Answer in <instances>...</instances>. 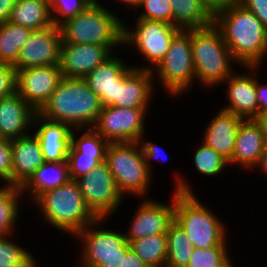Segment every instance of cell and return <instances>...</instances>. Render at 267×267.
<instances>
[{
  "mask_svg": "<svg viewBox=\"0 0 267 267\" xmlns=\"http://www.w3.org/2000/svg\"><path fill=\"white\" fill-rule=\"evenodd\" d=\"M109 9L95 0L76 17L66 20L59 26L62 43L102 45L117 53L123 47L125 21Z\"/></svg>",
  "mask_w": 267,
  "mask_h": 267,
  "instance_id": "cell-4",
  "label": "cell"
},
{
  "mask_svg": "<svg viewBox=\"0 0 267 267\" xmlns=\"http://www.w3.org/2000/svg\"><path fill=\"white\" fill-rule=\"evenodd\" d=\"M167 255L165 267H187L193 253V245L185 231L173 221L166 233Z\"/></svg>",
  "mask_w": 267,
  "mask_h": 267,
  "instance_id": "cell-29",
  "label": "cell"
},
{
  "mask_svg": "<svg viewBox=\"0 0 267 267\" xmlns=\"http://www.w3.org/2000/svg\"><path fill=\"white\" fill-rule=\"evenodd\" d=\"M113 53L83 79L90 89L100 98L102 106L114 105L117 102L118 85L123 76L133 67Z\"/></svg>",
  "mask_w": 267,
  "mask_h": 267,
  "instance_id": "cell-21",
  "label": "cell"
},
{
  "mask_svg": "<svg viewBox=\"0 0 267 267\" xmlns=\"http://www.w3.org/2000/svg\"><path fill=\"white\" fill-rule=\"evenodd\" d=\"M36 113L17 92L0 98V137L12 140L28 135Z\"/></svg>",
  "mask_w": 267,
  "mask_h": 267,
  "instance_id": "cell-23",
  "label": "cell"
},
{
  "mask_svg": "<svg viewBox=\"0 0 267 267\" xmlns=\"http://www.w3.org/2000/svg\"><path fill=\"white\" fill-rule=\"evenodd\" d=\"M33 204L48 226L73 237L98 219L87 206L76 180L44 192Z\"/></svg>",
  "mask_w": 267,
  "mask_h": 267,
  "instance_id": "cell-5",
  "label": "cell"
},
{
  "mask_svg": "<svg viewBox=\"0 0 267 267\" xmlns=\"http://www.w3.org/2000/svg\"><path fill=\"white\" fill-rule=\"evenodd\" d=\"M244 73L235 72L223 82L226 85L228 104L222 110L231 112L244 120L258 119V103L256 94V66H243Z\"/></svg>",
  "mask_w": 267,
  "mask_h": 267,
  "instance_id": "cell-17",
  "label": "cell"
},
{
  "mask_svg": "<svg viewBox=\"0 0 267 267\" xmlns=\"http://www.w3.org/2000/svg\"><path fill=\"white\" fill-rule=\"evenodd\" d=\"M16 0H0V24L9 20Z\"/></svg>",
  "mask_w": 267,
  "mask_h": 267,
  "instance_id": "cell-45",
  "label": "cell"
},
{
  "mask_svg": "<svg viewBox=\"0 0 267 267\" xmlns=\"http://www.w3.org/2000/svg\"><path fill=\"white\" fill-rule=\"evenodd\" d=\"M32 128L39 140L45 162L67 161L73 130L68 124L46 119L36 113Z\"/></svg>",
  "mask_w": 267,
  "mask_h": 267,
  "instance_id": "cell-20",
  "label": "cell"
},
{
  "mask_svg": "<svg viewBox=\"0 0 267 267\" xmlns=\"http://www.w3.org/2000/svg\"><path fill=\"white\" fill-rule=\"evenodd\" d=\"M228 246H216L210 249L193 248L187 267H234L229 256Z\"/></svg>",
  "mask_w": 267,
  "mask_h": 267,
  "instance_id": "cell-35",
  "label": "cell"
},
{
  "mask_svg": "<svg viewBox=\"0 0 267 267\" xmlns=\"http://www.w3.org/2000/svg\"><path fill=\"white\" fill-rule=\"evenodd\" d=\"M8 21L30 30L53 24L47 0H16Z\"/></svg>",
  "mask_w": 267,
  "mask_h": 267,
  "instance_id": "cell-28",
  "label": "cell"
},
{
  "mask_svg": "<svg viewBox=\"0 0 267 267\" xmlns=\"http://www.w3.org/2000/svg\"><path fill=\"white\" fill-rule=\"evenodd\" d=\"M180 174L174 173V221L185 231L193 248L229 246L224 221L201 202L192 184Z\"/></svg>",
  "mask_w": 267,
  "mask_h": 267,
  "instance_id": "cell-1",
  "label": "cell"
},
{
  "mask_svg": "<svg viewBox=\"0 0 267 267\" xmlns=\"http://www.w3.org/2000/svg\"><path fill=\"white\" fill-rule=\"evenodd\" d=\"M241 5L252 12L267 28V0H242Z\"/></svg>",
  "mask_w": 267,
  "mask_h": 267,
  "instance_id": "cell-41",
  "label": "cell"
},
{
  "mask_svg": "<svg viewBox=\"0 0 267 267\" xmlns=\"http://www.w3.org/2000/svg\"><path fill=\"white\" fill-rule=\"evenodd\" d=\"M106 220L110 221L109 218H98L74 236L82 244L80 248L83 247L80 250V266L77 267L121 266L123 255H127L131 247L125 233L109 230L105 226Z\"/></svg>",
  "mask_w": 267,
  "mask_h": 267,
  "instance_id": "cell-8",
  "label": "cell"
},
{
  "mask_svg": "<svg viewBox=\"0 0 267 267\" xmlns=\"http://www.w3.org/2000/svg\"><path fill=\"white\" fill-rule=\"evenodd\" d=\"M204 6L215 16L219 11L241 5L242 0H202Z\"/></svg>",
  "mask_w": 267,
  "mask_h": 267,
  "instance_id": "cell-43",
  "label": "cell"
},
{
  "mask_svg": "<svg viewBox=\"0 0 267 267\" xmlns=\"http://www.w3.org/2000/svg\"><path fill=\"white\" fill-rule=\"evenodd\" d=\"M95 0H47L52 22L60 26L69 18L76 17Z\"/></svg>",
  "mask_w": 267,
  "mask_h": 267,
  "instance_id": "cell-36",
  "label": "cell"
},
{
  "mask_svg": "<svg viewBox=\"0 0 267 267\" xmlns=\"http://www.w3.org/2000/svg\"><path fill=\"white\" fill-rule=\"evenodd\" d=\"M152 74L154 81L159 80L158 83L171 98L189 93L196 83L190 29L181 30L173 38L168 52Z\"/></svg>",
  "mask_w": 267,
  "mask_h": 267,
  "instance_id": "cell-10",
  "label": "cell"
},
{
  "mask_svg": "<svg viewBox=\"0 0 267 267\" xmlns=\"http://www.w3.org/2000/svg\"><path fill=\"white\" fill-rule=\"evenodd\" d=\"M100 98L83 78L62 77L56 90L37 112L72 129L92 128L102 110Z\"/></svg>",
  "mask_w": 267,
  "mask_h": 267,
  "instance_id": "cell-3",
  "label": "cell"
},
{
  "mask_svg": "<svg viewBox=\"0 0 267 267\" xmlns=\"http://www.w3.org/2000/svg\"><path fill=\"white\" fill-rule=\"evenodd\" d=\"M129 244L131 249L149 267H165L167 255L166 233L149 235Z\"/></svg>",
  "mask_w": 267,
  "mask_h": 267,
  "instance_id": "cell-32",
  "label": "cell"
},
{
  "mask_svg": "<svg viewBox=\"0 0 267 267\" xmlns=\"http://www.w3.org/2000/svg\"><path fill=\"white\" fill-rule=\"evenodd\" d=\"M172 6V24L181 30L201 29L214 24V16L202 0H168Z\"/></svg>",
  "mask_w": 267,
  "mask_h": 267,
  "instance_id": "cell-27",
  "label": "cell"
},
{
  "mask_svg": "<svg viewBox=\"0 0 267 267\" xmlns=\"http://www.w3.org/2000/svg\"><path fill=\"white\" fill-rule=\"evenodd\" d=\"M76 181L87 206L98 218H110L122 206L125 197L119 192L105 162Z\"/></svg>",
  "mask_w": 267,
  "mask_h": 267,
  "instance_id": "cell-11",
  "label": "cell"
},
{
  "mask_svg": "<svg viewBox=\"0 0 267 267\" xmlns=\"http://www.w3.org/2000/svg\"><path fill=\"white\" fill-rule=\"evenodd\" d=\"M214 25L239 66H263L267 57V28L252 12L242 5L227 8L214 16Z\"/></svg>",
  "mask_w": 267,
  "mask_h": 267,
  "instance_id": "cell-2",
  "label": "cell"
},
{
  "mask_svg": "<svg viewBox=\"0 0 267 267\" xmlns=\"http://www.w3.org/2000/svg\"><path fill=\"white\" fill-rule=\"evenodd\" d=\"M134 21V27L123 23V47L126 45L127 48L136 49L137 54L146 61L147 65L143 66L132 64L135 69L153 71L163 60L173 38L181 29L164 22L138 18Z\"/></svg>",
  "mask_w": 267,
  "mask_h": 267,
  "instance_id": "cell-9",
  "label": "cell"
},
{
  "mask_svg": "<svg viewBox=\"0 0 267 267\" xmlns=\"http://www.w3.org/2000/svg\"><path fill=\"white\" fill-rule=\"evenodd\" d=\"M112 54L106 46L102 45L61 43L62 77L84 78Z\"/></svg>",
  "mask_w": 267,
  "mask_h": 267,
  "instance_id": "cell-18",
  "label": "cell"
},
{
  "mask_svg": "<svg viewBox=\"0 0 267 267\" xmlns=\"http://www.w3.org/2000/svg\"><path fill=\"white\" fill-rule=\"evenodd\" d=\"M144 136H142L139 140V144L142 148V152H143V155H144V159H145V163L147 165V168L150 170L151 172V175L153 176V173H152V159L160 162V159H161V162L163 161L162 159H165L166 160V157L167 156H164L165 158H163L162 156L165 155L164 153L165 152H161V150H163V147L161 148L159 145L155 144L152 141L150 140H145L146 138L143 139ZM163 153V154H162ZM162 157V158H161ZM164 160V161H165ZM163 161V162H164ZM168 161V160H167Z\"/></svg>",
  "mask_w": 267,
  "mask_h": 267,
  "instance_id": "cell-40",
  "label": "cell"
},
{
  "mask_svg": "<svg viewBox=\"0 0 267 267\" xmlns=\"http://www.w3.org/2000/svg\"><path fill=\"white\" fill-rule=\"evenodd\" d=\"M16 70L8 63H0V98L16 92Z\"/></svg>",
  "mask_w": 267,
  "mask_h": 267,
  "instance_id": "cell-39",
  "label": "cell"
},
{
  "mask_svg": "<svg viewBox=\"0 0 267 267\" xmlns=\"http://www.w3.org/2000/svg\"><path fill=\"white\" fill-rule=\"evenodd\" d=\"M32 30L9 21L0 24V63L13 65Z\"/></svg>",
  "mask_w": 267,
  "mask_h": 267,
  "instance_id": "cell-31",
  "label": "cell"
},
{
  "mask_svg": "<svg viewBox=\"0 0 267 267\" xmlns=\"http://www.w3.org/2000/svg\"><path fill=\"white\" fill-rule=\"evenodd\" d=\"M12 151L10 140L0 137V183L11 186Z\"/></svg>",
  "mask_w": 267,
  "mask_h": 267,
  "instance_id": "cell-38",
  "label": "cell"
},
{
  "mask_svg": "<svg viewBox=\"0 0 267 267\" xmlns=\"http://www.w3.org/2000/svg\"><path fill=\"white\" fill-rule=\"evenodd\" d=\"M138 7L143 9L140 14L134 13L136 18L172 24V6L168 0H141Z\"/></svg>",
  "mask_w": 267,
  "mask_h": 267,
  "instance_id": "cell-37",
  "label": "cell"
},
{
  "mask_svg": "<svg viewBox=\"0 0 267 267\" xmlns=\"http://www.w3.org/2000/svg\"><path fill=\"white\" fill-rule=\"evenodd\" d=\"M61 79L60 65L21 69L16 72V92L38 112Z\"/></svg>",
  "mask_w": 267,
  "mask_h": 267,
  "instance_id": "cell-16",
  "label": "cell"
},
{
  "mask_svg": "<svg viewBox=\"0 0 267 267\" xmlns=\"http://www.w3.org/2000/svg\"><path fill=\"white\" fill-rule=\"evenodd\" d=\"M105 163L123 197L127 194L138 196L139 199L149 197L153 177L147 168L139 142H110L106 149Z\"/></svg>",
  "mask_w": 267,
  "mask_h": 267,
  "instance_id": "cell-7",
  "label": "cell"
},
{
  "mask_svg": "<svg viewBox=\"0 0 267 267\" xmlns=\"http://www.w3.org/2000/svg\"><path fill=\"white\" fill-rule=\"evenodd\" d=\"M257 168V169H256ZM255 169L267 176V145L264 149L261 159ZM259 169V170H258Z\"/></svg>",
  "mask_w": 267,
  "mask_h": 267,
  "instance_id": "cell-46",
  "label": "cell"
},
{
  "mask_svg": "<svg viewBox=\"0 0 267 267\" xmlns=\"http://www.w3.org/2000/svg\"><path fill=\"white\" fill-rule=\"evenodd\" d=\"M190 40L196 82L203 86L202 89L220 86L235 72L233 66H239L214 24L190 29Z\"/></svg>",
  "mask_w": 267,
  "mask_h": 267,
  "instance_id": "cell-6",
  "label": "cell"
},
{
  "mask_svg": "<svg viewBox=\"0 0 267 267\" xmlns=\"http://www.w3.org/2000/svg\"><path fill=\"white\" fill-rule=\"evenodd\" d=\"M150 109L103 106L93 129L110 142H139L145 135L146 115Z\"/></svg>",
  "mask_w": 267,
  "mask_h": 267,
  "instance_id": "cell-12",
  "label": "cell"
},
{
  "mask_svg": "<svg viewBox=\"0 0 267 267\" xmlns=\"http://www.w3.org/2000/svg\"><path fill=\"white\" fill-rule=\"evenodd\" d=\"M152 71L132 67L118 85L117 102L114 106L122 108L149 109L155 93Z\"/></svg>",
  "mask_w": 267,
  "mask_h": 267,
  "instance_id": "cell-24",
  "label": "cell"
},
{
  "mask_svg": "<svg viewBox=\"0 0 267 267\" xmlns=\"http://www.w3.org/2000/svg\"><path fill=\"white\" fill-rule=\"evenodd\" d=\"M108 144L93 128L73 129L67 158L70 179L77 180L105 162Z\"/></svg>",
  "mask_w": 267,
  "mask_h": 267,
  "instance_id": "cell-14",
  "label": "cell"
},
{
  "mask_svg": "<svg viewBox=\"0 0 267 267\" xmlns=\"http://www.w3.org/2000/svg\"><path fill=\"white\" fill-rule=\"evenodd\" d=\"M70 180L68 161L45 162L36 169L21 187L22 194L33 202L44 192L66 184ZM28 193V194H27Z\"/></svg>",
  "mask_w": 267,
  "mask_h": 267,
  "instance_id": "cell-26",
  "label": "cell"
},
{
  "mask_svg": "<svg viewBox=\"0 0 267 267\" xmlns=\"http://www.w3.org/2000/svg\"><path fill=\"white\" fill-rule=\"evenodd\" d=\"M113 1H119V4L120 2L123 3L124 5H128L129 9H130V6H132L135 10V9H139L138 8V5L140 4L141 0H113Z\"/></svg>",
  "mask_w": 267,
  "mask_h": 267,
  "instance_id": "cell-47",
  "label": "cell"
},
{
  "mask_svg": "<svg viewBox=\"0 0 267 267\" xmlns=\"http://www.w3.org/2000/svg\"><path fill=\"white\" fill-rule=\"evenodd\" d=\"M259 70H260L259 66H256V94L258 103V118L267 112V84L259 83L261 82L259 80L260 77Z\"/></svg>",
  "mask_w": 267,
  "mask_h": 267,
  "instance_id": "cell-42",
  "label": "cell"
},
{
  "mask_svg": "<svg viewBox=\"0 0 267 267\" xmlns=\"http://www.w3.org/2000/svg\"><path fill=\"white\" fill-rule=\"evenodd\" d=\"M257 120L263 125V129L265 131V135L267 139V112L261 115Z\"/></svg>",
  "mask_w": 267,
  "mask_h": 267,
  "instance_id": "cell-48",
  "label": "cell"
},
{
  "mask_svg": "<svg viewBox=\"0 0 267 267\" xmlns=\"http://www.w3.org/2000/svg\"><path fill=\"white\" fill-rule=\"evenodd\" d=\"M266 145L263 125L257 119L243 120L236 133L229 166L237 165L244 171H251L258 165Z\"/></svg>",
  "mask_w": 267,
  "mask_h": 267,
  "instance_id": "cell-19",
  "label": "cell"
},
{
  "mask_svg": "<svg viewBox=\"0 0 267 267\" xmlns=\"http://www.w3.org/2000/svg\"><path fill=\"white\" fill-rule=\"evenodd\" d=\"M120 267H149L142 259L130 249L127 255H123V262Z\"/></svg>",
  "mask_w": 267,
  "mask_h": 267,
  "instance_id": "cell-44",
  "label": "cell"
},
{
  "mask_svg": "<svg viewBox=\"0 0 267 267\" xmlns=\"http://www.w3.org/2000/svg\"><path fill=\"white\" fill-rule=\"evenodd\" d=\"M62 34L59 26L52 24L44 29L32 30L16 62V72L30 67L60 65Z\"/></svg>",
  "mask_w": 267,
  "mask_h": 267,
  "instance_id": "cell-13",
  "label": "cell"
},
{
  "mask_svg": "<svg viewBox=\"0 0 267 267\" xmlns=\"http://www.w3.org/2000/svg\"><path fill=\"white\" fill-rule=\"evenodd\" d=\"M244 119L219 108L204 128L203 139L207 146L229 161L232 158L239 125Z\"/></svg>",
  "mask_w": 267,
  "mask_h": 267,
  "instance_id": "cell-25",
  "label": "cell"
},
{
  "mask_svg": "<svg viewBox=\"0 0 267 267\" xmlns=\"http://www.w3.org/2000/svg\"><path fill=\"white\" fill-rule=\"evenodd\" d=\"M14 235L0 236V267H38L32 252L10 238Z\"/></svg>",
  "mask_w": 267,
  "mask_h": 267,
  "instance_id": "cell-33",
  "label": "cell"
},
{
  "mask_svg": "<svg viewBox=\"0 0 267 267\" xmlns=\"http://www.w3.org/2000/svg\"><path fill=\"white\" fill-rule=\"evenodd\" d=\"M172 191L170 203L142 198L124 232L128 243L149 235L167 233L169 225L174 221V190Z\"/></svg>",
  "mask_w": 267,
  "mask_h": 267,
  "instance_id": "cell-15",
  "label": "cell"
},
{
  "mask_svg": "<svg viewBox=\"0 0 267 267\" xmlns=\"http://www.w3.org/2000/svg\"><path fill=\"white\" fill-rule=\"evenodd\" d=\"M199 146L193 155V164L196 171L206 176V179L207 177L220 176L226 167H229L228 161L205 143L201 142Z\"/></svg>",
  "mask_w": 267,
  "mask_h": 267,
  "instance_id": "cell-34",
  "label": "cell"
},
{
  "mask_svg": "<svg viewBox=\"0 0 267 267\" xmlns=\"http://www.w3.org/2000/svg\"><path fill=\"white\" fill-rule=\"evenodd\" d=\"M12 151L11 186L22 187L34 171L45 163L39 140L31 131L28 135L10 140Z\"/></svg>",
  "mask_w": 267,
  "mask_h": 267,
  "instance_id": "cell-22",
  "label": "cell"
},
{
  "mask_svg": "<svg viewBox=\"0 0 267 267\" xmlns=\"http://www.w3.org/2000/svg\"><path fill=\"white\" fill-rule=\"evenodd\" d=\"M21 188L10 185H0V236L15 233L18 214L20 213V199L24 198Z\"/></svg>",
  "mask_w": 267,
  "mask_h": 267,
  "instance_id": "cell-30",
  "label": "cell"
}]
</instances>
